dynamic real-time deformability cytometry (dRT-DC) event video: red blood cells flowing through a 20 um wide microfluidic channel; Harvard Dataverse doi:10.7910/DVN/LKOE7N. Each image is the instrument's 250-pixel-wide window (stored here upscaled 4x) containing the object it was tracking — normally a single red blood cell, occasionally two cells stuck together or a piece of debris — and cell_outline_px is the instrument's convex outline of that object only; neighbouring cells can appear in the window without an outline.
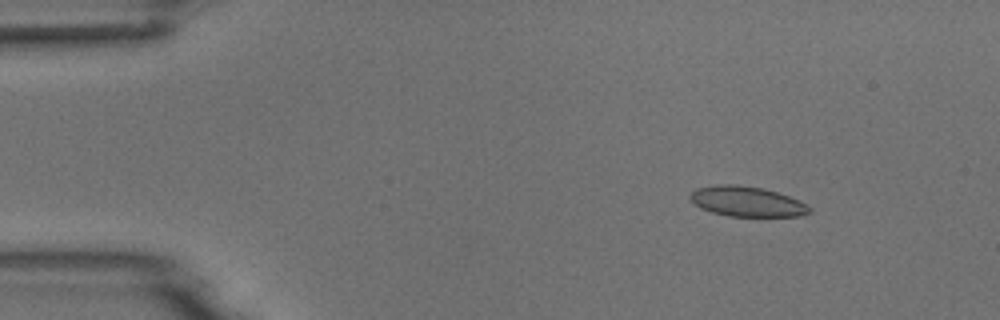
{"species": "common noctule bat (a hibernating species)", "species_latin": "Nyctalus noctula", "temperature_condition": "room temperature", "stored_images_in_passage": 5, "camera_frame_rate_fps": 3000, "um_per_image_px": 0.085, "animal": {"sex": "male", "body_mass_g": 18.8}, "frame": {"image": 1, "passage_image": 2, "time_ms": 1.0, "image_size_px": [1000, 320], "cell_outline_px": [[812, 212], [800, 216], [728, 216], [712, 212], [700, 208], [688, 196], [696, 188], [716, 184], [736, 184], [764, 188], [800, 200], [808, 204], [812, 208]], "centroid_in_image_um": [63.51, 17.12], "position_along_channel_um": 21.5, "area_um2": 21.1}}
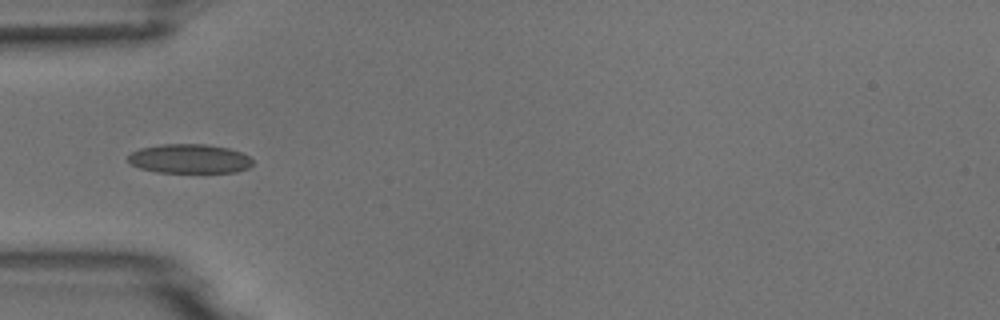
{"frame": {"image": 2, "passage_image": 5, "time_ms": 4.333, "image_size_px": [1000, 320], "cell_outline_px": [[252, 164], [248, 168], [236, 172], [156, 172], [140, 168], [132, 164], [128, 160], [128, 156], [132, 152], [140, 148], [160, 144], [204, 144], [228, 148], [240, 152], [248, 156], [252, 160]], "centroid_in_image_um": [16.09, 13.49], "position_along_channel_um": 68.9, "area_um2": 21.1}}